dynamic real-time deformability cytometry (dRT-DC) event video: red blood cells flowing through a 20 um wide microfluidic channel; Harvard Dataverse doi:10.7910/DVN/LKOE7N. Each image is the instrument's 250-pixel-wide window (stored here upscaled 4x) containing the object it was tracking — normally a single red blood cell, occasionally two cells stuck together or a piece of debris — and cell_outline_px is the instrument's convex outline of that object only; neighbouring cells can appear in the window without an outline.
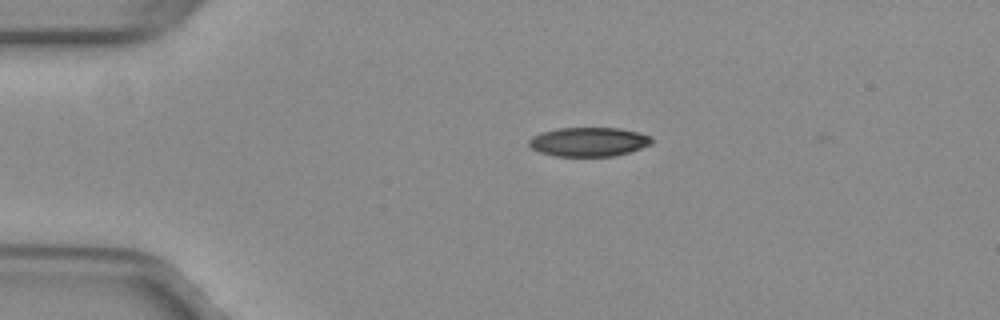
{"species": "common noctule bat (a hibernating species)", "species_latin": "Nyctalus noctula", "temperature_condition": "warm", "stored_images_in_passage": 42, "camera_frame_rate_fps": 3000, "um_per_image_px": 0.085, "animal": {"sex": "female", "body_mass_g": 29.2, "forearm_length_mm": 56.3}, "frame": {"image": 1, "passage_image": 2, "time_ms": 0.333, "image_size_px": [1000, 320], "cell_outline_px": [[652, 144], [628, 152], [612, 156], [556, 156], [540, 152], [532, 148], [528, 144], [528, 140], [532, 136], [540, 132], [556, 128], [620, 128], [636, 132], [648, 136], [652, 140]], "centroid_in_image_um": [49.98, 12.05], "position_along_channel_um": 35.0, "area_um2": 20.69}}
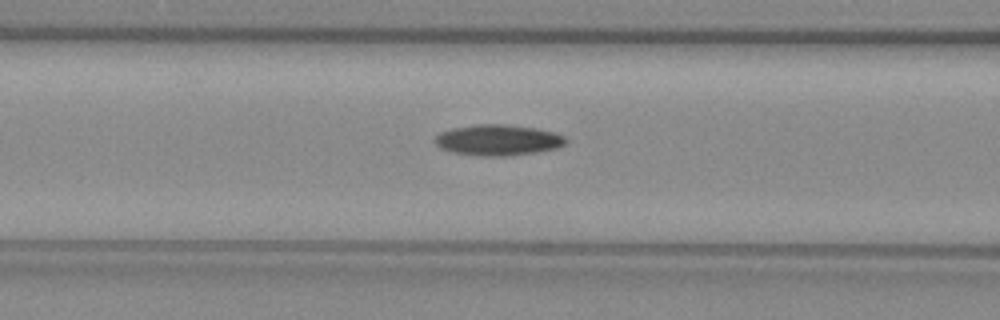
{"frame": {"image": 2, "passage_image": 12, "time_ms": 3.667, "image_size_px": [1000, 320], "cell_outline_px": [[568, 140], [564, 144], [556, 148], [536, 152], [508, 156], [484, 156], [452, 152], [440, 148], [436, 144], [436, 136], [440, 132], [452, 128], [480, 124], [500, 124], [536, 128], [552, 132], [564, 136]], "centroid_in_image_um": [42.33, 11.91], "position_along_channel_um": 124.3, "area_um2": 23.29}}
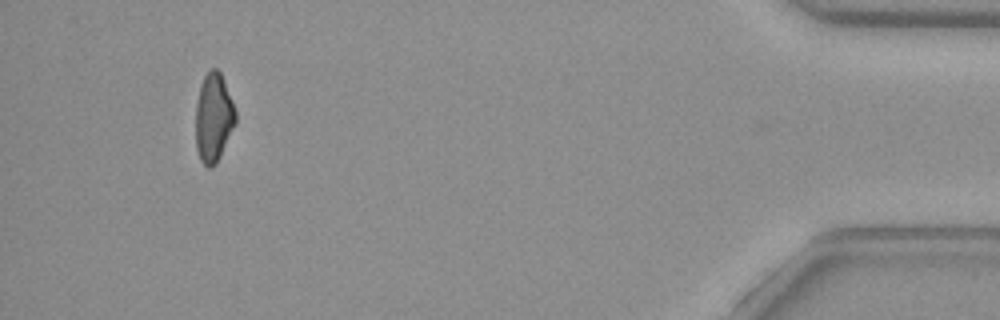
{"frame": {"image": 3, "passage_image": 39, "time_ms": 12.667, "image_size_px": [1000, 320], "cell_outline_px": [[236, 124], [216, 164], [212, 168], [208, 168], [200, 160], [196, 148], [196, 104], [200, 84], [208, 68], [216, 68], [220, 72], [232, 100], [236, 112]], "centroid_in_image_um": [18.15, 10.0], "position_along_channel_um": 417.1, "area_um2": 20.81}, "authors_computed_cell_mechanics": {"area_um2": 21.8484, "velocity_mm_per_s": 4.0544, "shape_relaxation_time_tau1_ms": null, "shape_relaxation_time_tau2_ms": 7.0393, "deformation_change_tau1": null, "deformation_change_tau2": 0.1664}}